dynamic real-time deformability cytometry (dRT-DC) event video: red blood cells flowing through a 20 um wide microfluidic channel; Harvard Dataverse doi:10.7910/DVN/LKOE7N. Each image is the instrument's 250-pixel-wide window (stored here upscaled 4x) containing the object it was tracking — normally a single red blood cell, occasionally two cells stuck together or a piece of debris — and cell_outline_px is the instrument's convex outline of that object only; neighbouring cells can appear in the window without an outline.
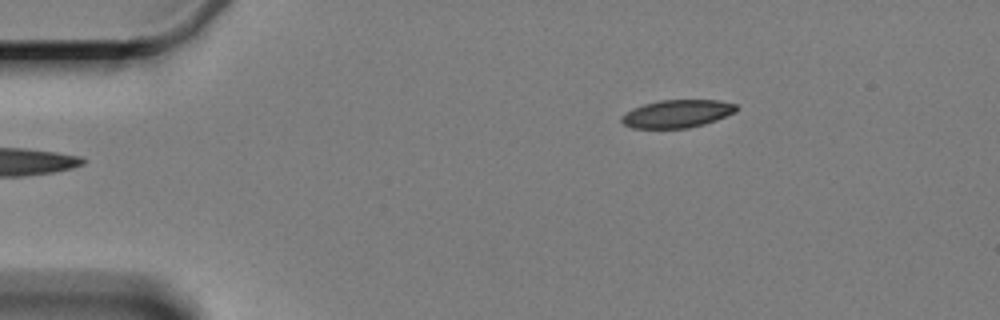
{"species": "Egyptian fruit bat (a non-hibernating species)", "species_latin": "Rousettus aegyptiacus", "temperature_condition": "cold", "stored_images_in_passage": 3, "camera_frame_rate_fps": 3000, "um_per_image_px": 0.085, "animal": {"sex": "female"}, "frame": {"image": 1, "passage_image": 1, "time_ms": 0.0, "image_size_px": [1000, 320], "cell_outline_px": [[736, 112], [716, 120], [704, 124], [688, 128], [632, 128], [624, 124], [620, 120], [620, 116], [632, 108], [644, 104], [660, 100], [720, 100], [736, 104]], "centroid_in_image_um": [57.54, 9.66], "position_along_channel_um": 27.5, "area_um2": 18.67}}
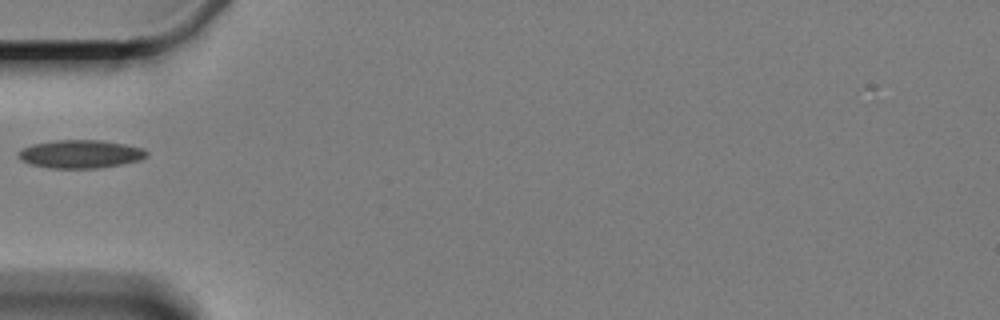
{"frame": {"image": 2, "passage_image": 3, "time_ms": 3.333, "image_size_px": [1000, 320], "cell_outline_px": [[148, 156], [140, 160], [120, 164], [96, 168], [48, 168], [28, 164], [20, 160], [16, 156], [24, 148], [32, 144], [52, 140], [104, 140], [144, 148], [148, 152]], "centroid_in_image_um": [6.82, 13.09], "position_along_channel_um": 78.2, "area_um2": 21.21}}